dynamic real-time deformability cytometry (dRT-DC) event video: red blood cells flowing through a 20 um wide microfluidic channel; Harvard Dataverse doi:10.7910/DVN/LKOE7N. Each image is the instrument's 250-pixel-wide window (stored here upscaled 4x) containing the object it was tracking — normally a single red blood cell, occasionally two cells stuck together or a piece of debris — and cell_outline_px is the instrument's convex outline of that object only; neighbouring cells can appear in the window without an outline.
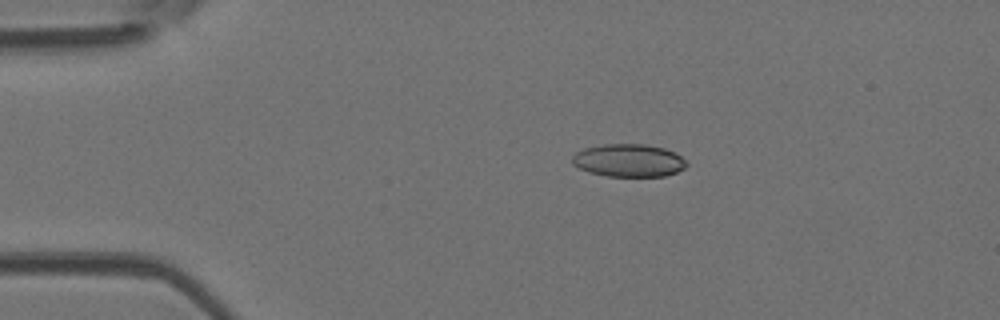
{"species": "Egyptian fruit bat (a non-hibernating species)", "species_latin": "Rousettus aegyptiacus", "temperature_condition": "room temperature", "stored_images_in_passage": 16, "camera_frame_rate_fps": 3000, "um_per_image_px": 0.085, "animal": {"sex": "female"}, "frame": {"image": 1, "passage_image": 10, "time_ms": 3.0, "image_size_px": [1000, 320], "cell_outline_px": [[688, 164], [684, 168], [676, 172], [664, 176], [608, 176], [588, 172], [572, 164], [572, 156], [576, 152], [584, 148], [604, 144], [644, 144], [664, 148], [680, 156]], "centroid_in_image_um": [53.41, 13.63], "position_along_channel_um": 31.6, "area_um2": 21.73}}